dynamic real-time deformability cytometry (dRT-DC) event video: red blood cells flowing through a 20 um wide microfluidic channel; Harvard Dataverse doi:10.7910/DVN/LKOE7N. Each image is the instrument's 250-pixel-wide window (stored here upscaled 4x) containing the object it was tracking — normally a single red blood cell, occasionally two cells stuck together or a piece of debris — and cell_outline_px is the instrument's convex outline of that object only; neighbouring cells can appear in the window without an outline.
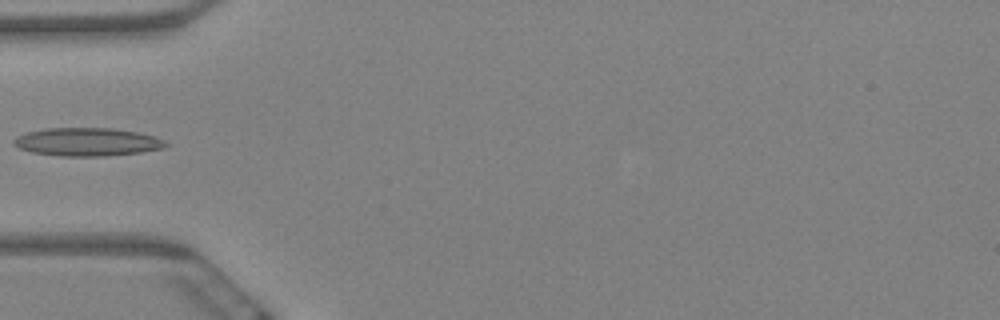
{"species": "Egyptian fruit bat (a non-hibernating species)", "species_latin": "Rousettus aegyptiacus", "temperature_condition": "warm", "stored_images_in_passage": 8, "camera_frame_rate_fps": 3000, "um_per_image_px": 0.085, "animal": {"sex": "female"}, "frame": {"image": 1, "passage_image": 6, "time_ms": 1.667, "image_size_px": [1000, 320], "cell_outline_px": [[172, 144], [164, 148], [140, 152], [104, 156], [60, 156], [32, 152], [20, 148], [12, 144], [12, 140], [16, 136], [28, 132], [44, 128], [112, 128], [136, 132], [152, 136], [164, 140]], "centroid_in_image_um": [7.4, 12.06], "position_along_channel_um": 77.6, "area_um2": 24.97}}
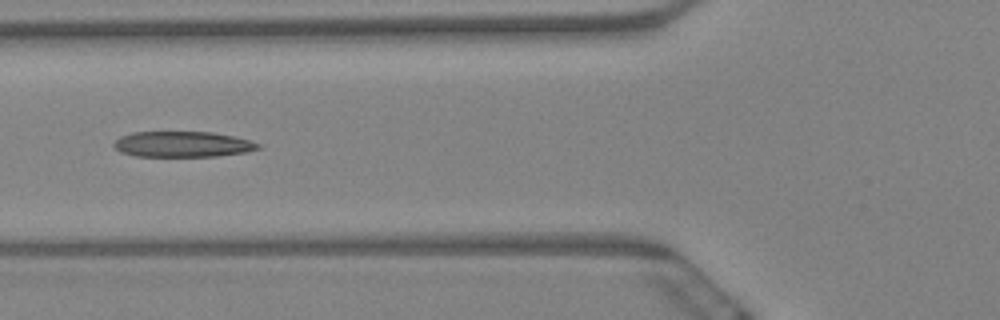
{"frame": {"image": 2, "passage_image": 7, "time_ms": 2.0, "image_size_px": [1000, 320], "cell_outline_px": [[260, 148], [244, 152], [216, 156], [136, 156], [120, 152], [112, 144], [120, 136], [132, 132], [212, 132], [232, 136], [248, 140], [260, 144]], "centroid_in_image_um": [15.47, 12.26], "position_along_channel_um": 110.3, "area_um2": 21.39}}
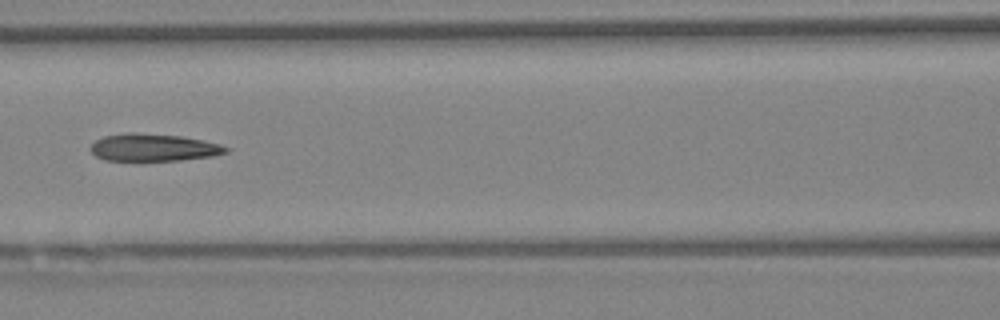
{"frame": {"image": 3, "passage_image": 8, "time_ms": 2.333, "image_size_px": [1000, 320], "cell_outline_px": [[232, 148], [228, 152], [212, 156], [180, 160], [104, 160], [96, 156], [88, 148], [96, 140], [104, 136], [124, 132], [136, 132], [180, 136], [220, 144]], "centroid_in_image_um": [13.03, 12.53], "position_along_channel_um": 153.6, "area_um2": 21.62}}